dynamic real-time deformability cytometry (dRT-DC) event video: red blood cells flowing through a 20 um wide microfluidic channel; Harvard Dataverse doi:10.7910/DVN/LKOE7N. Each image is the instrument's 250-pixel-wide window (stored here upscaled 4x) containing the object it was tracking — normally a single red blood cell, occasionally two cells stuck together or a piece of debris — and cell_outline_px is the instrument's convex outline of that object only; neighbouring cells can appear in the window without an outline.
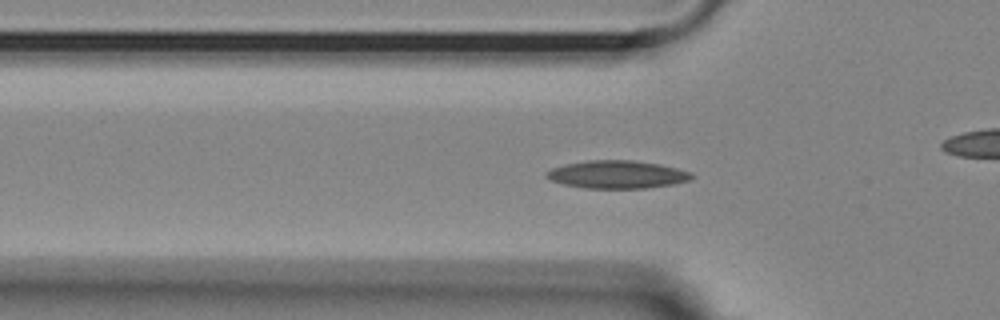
{"species": "Egyptian fruit bat (a non-hibernating species)", "species_latin": "Rousettus aegyptiacus", "temperature_condition": "room temperature", "stored_images_in_passage": 40, "camera_frame_rate_fps": 3000, "um_per_image_px": 0.085, "animal": {"sex": "female"}, "frame": {"image": 1, "passage_image": 2, "time_ms": 0.333, "image_size_px": [1000, 320], "cell_outline_px": [[696, 176], [692, 180], [672, 184], [644, 188], [584, 188], [564, 184], [552, 180], [544, 176], [544, 172], [552, 168], [564, 164], [588, 160], [632, 160], [660, 164], [692, 172]], "centroid_in_image_um": [52.47, 14.82], "position_along_channel_um": 73.3, "area_um2": 23.7}}
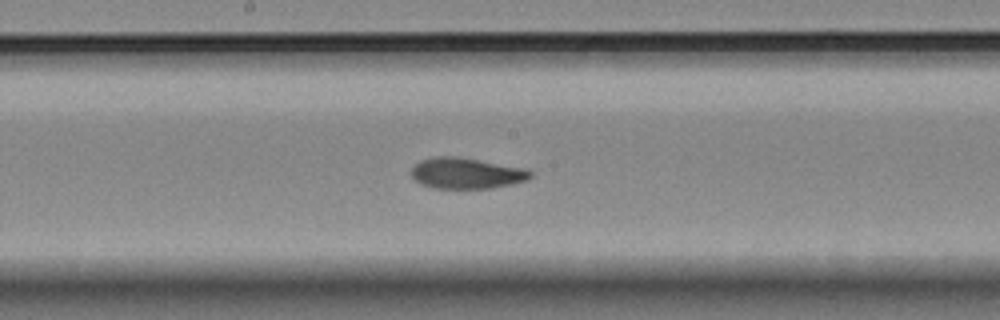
{"frame": {"image": 2, "passage_image": 13, "time_ms": 4.0, "image_size_px": [1000, 320], "cell_outline_px": [[532, 176], [528, 180], [512, 184], [492, 188], [432, 188], [420, 184], [412, 176], [412, 168], [420, 160], [436, 156], [452, 156], [528, 168], [532, 172]], "centroid_in_image_um": [39.67, 14.73], "position_along_channel_um": 208.5, "area_um2": 21.44}}
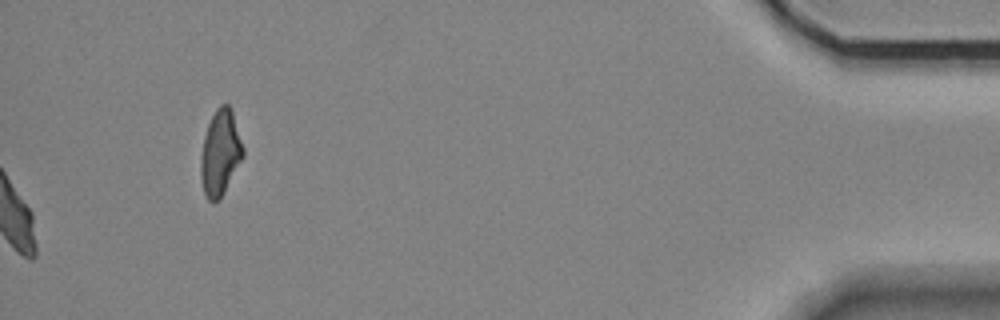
{"frame": {"image": 3, "passage_image": 40, "time_ms": 13.0, "image_size_px": [1000, 320], "cell_outline_px": [[244, 156], [220, 200], [212, 204], [208, 200], [204, 192], [200, 176], [200, 156], [204, 136], [208, 124], [216, 108], [220, 104], [228, 104], [232, 108], [244, 148]], "centroid_in_image_um": [18.73, 13.0], "position_along_channel_um": 416.5, "area_um2": 21.44}, "authors_computed_cell_mechanics": {"area_um2": 21.7039, "velocity_mm_per_s": 3.6524, "shape_relaxation_time_tau1_ms": 4.1219, "shape_relaxation_time_tau2_ms": 2.2085, "deformation_change_tau1": 0.1361, "deformation_change_tau2": 0.0741}}